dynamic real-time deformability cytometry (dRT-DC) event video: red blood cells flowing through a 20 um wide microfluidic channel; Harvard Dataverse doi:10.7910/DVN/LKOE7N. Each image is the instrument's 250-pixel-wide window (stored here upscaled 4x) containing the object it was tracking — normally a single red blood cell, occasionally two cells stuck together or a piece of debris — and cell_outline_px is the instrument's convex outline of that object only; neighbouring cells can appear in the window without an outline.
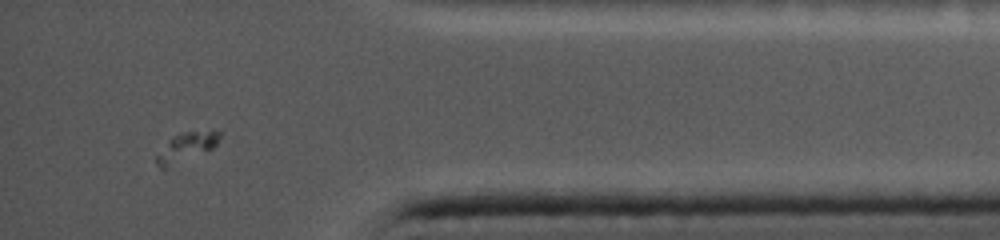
{"species": "common noctule bat (a hibernating species)", "species_latin": "Nyctalus noctula", "temperature_condition": "cold", "stored_images_in_passage": 24, "camera_frame_rate_fps": 5000, "um_per_image_px": 0.085, "animal": {"sex": "female", "body_mass_g": 19.0, "forearm_length_mm": 56.7}, "frame": {"image": 1, "passage_image": 22, "time_ms": 11.2, "image_size_px": [1000, 240], "cell_outline_px": [[220, 136], [216, 144], [212, 148], [164, 168], [160, 168], [156, 164], [156, 156], [168, 140], [172, 136], [184, 132], [216, 128], [220, 132]], "centroid_in_image_um": [15.86, 12.43], "position_along_channel_um": 419.3, "area_um2": 10.46}}